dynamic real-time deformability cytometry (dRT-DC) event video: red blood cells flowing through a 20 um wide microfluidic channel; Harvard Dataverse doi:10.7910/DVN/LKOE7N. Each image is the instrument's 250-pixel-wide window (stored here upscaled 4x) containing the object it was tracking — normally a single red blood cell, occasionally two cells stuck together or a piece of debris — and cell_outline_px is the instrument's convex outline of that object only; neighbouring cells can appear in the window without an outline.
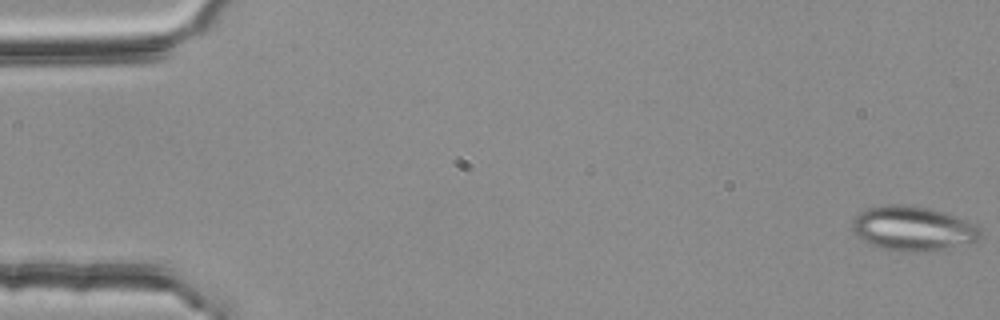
{"species": "common noctule bat (a hibernating species)", "species_latin": "Nyctalus noctula", "temperature_condition": "room temperature", "stored_images_in_passage": 54, "segment_of_instrument_passage": [1, 2], "camera_frame_rate_fps": 3000, "um_per_image_px": 0.085, "animal": {"sex": "female", "body_mass_g": 25.1}, "frame": {"image": 1, "passage_image": 1, "time_ms": 0.0, "image_size_px": [1000, 320], "cell_outline_px": [[984, 236], [968, 244], [928, 252], [904, 252], [880, 248], [856, 236], [852, 228], [852, 220], [860, 212], [868, 208], [884, 204], [908, 204], [932, 208], [956, 216], [976, 224], [980, 228]], "centroid_in_image_um": [77.64, 19.42], "position_along_channel_um": 7.4, "area_um2": 33.81}}